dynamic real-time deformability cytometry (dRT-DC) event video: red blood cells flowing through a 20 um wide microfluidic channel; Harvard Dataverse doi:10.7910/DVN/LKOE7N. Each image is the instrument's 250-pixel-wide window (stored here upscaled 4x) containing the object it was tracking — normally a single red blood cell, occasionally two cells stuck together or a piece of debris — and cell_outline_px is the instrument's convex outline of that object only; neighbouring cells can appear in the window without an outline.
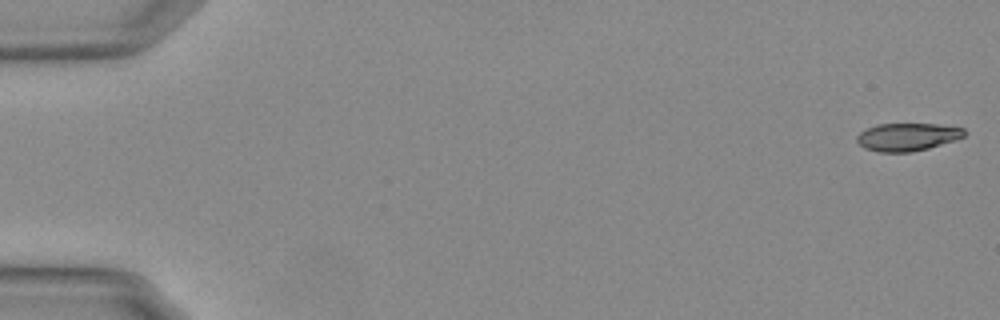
{"species": "Egyptian fruit bat (a non-hibernating species)", "species_latin": "Rousettus aegyptiacus", "temperature_condition": "warm", "stored_images_in_passage": 55, "camera_frame_rate_fps": 3000, "um_per_image_px": 0.085, "animal": {"sex": "female"}, "frame": {"image": 1, "passage_image": 1, "time_ms": 0.0, "image_size_px": [1000, 320], "cell_outline_px": [[968, 132], [964, 136], [956, 140], [928, 148], [912, 152], [880, 152], [864, 148], [856, 140], [856, 136], [860, 132], [876, 124], [936, 124], [964, 128]], "centroid_in_image_um": [77.14, 11.64], "position_along_channel_um": 7.9, "area_um2": 17.46}}
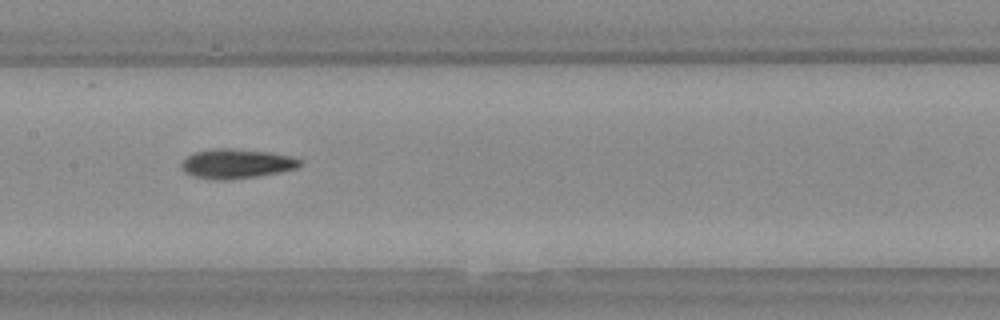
{"frame": {"image": 2, "passage_image": 28, "time_ms": 9.0, "image_size_px": [1000, 320], "cell_outline_px": [[304, 164], [296, 168], [280, 172], [256, 176], [228, 180], [216, 180], [196, 176], [184, 172], [180, 168], [180, 164], [188, 156], [196, 152], [212, 148], [232, 148], [272, 152], [292, 156], [304, 160]], "centroid_in_image_um": [20.15, 13.9], "position_along_channel_um": 187.3, "area_um2": 20.58}}
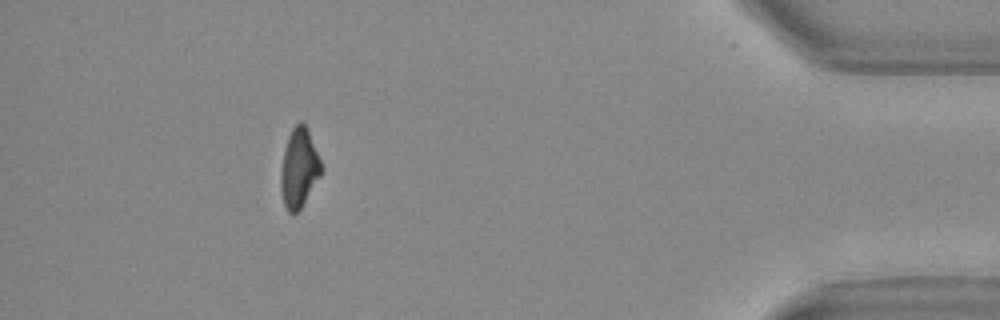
{"frame": {"image": 3, "passage_image": 50, "time_ms": 16.333, "image_size_px": [1000, 320], "cell_outline_px": [[324, 172], [300, 208], [296, 212], [288, 212], [284, 204], [280, 188], [280, 172], [284, 148], [288, 136], [292, 128], [300, 120], [308, 128], [324, 168]], "centroid_in_image_um": [25.44, 14.25], "position_along_channel_um": 409.8, "area_um2": 18.96}, "authors_computed_cell_mechanics": {"area_um2": 19.2474, "velocity_mm_per_s": 3.7635, "shape_relaxation_time_tau1_ms": 6.4644, "shape_relaxation_time_tau2_ms": 5.164, "deformation_change_tau1": 0.1891, "deformation_change_tau2": 0.1435}}